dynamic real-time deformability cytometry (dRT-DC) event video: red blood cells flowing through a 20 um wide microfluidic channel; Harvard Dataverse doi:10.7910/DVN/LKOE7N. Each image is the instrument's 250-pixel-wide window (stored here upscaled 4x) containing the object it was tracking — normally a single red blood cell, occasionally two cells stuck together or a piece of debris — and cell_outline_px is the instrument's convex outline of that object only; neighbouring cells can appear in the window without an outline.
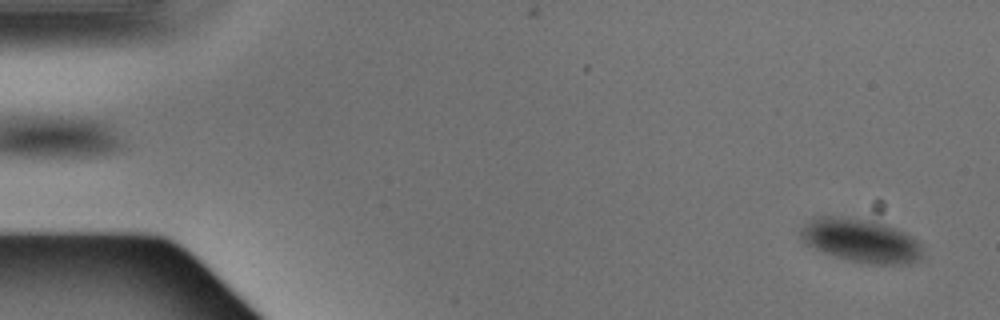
{"species": "Egyptian fruit bat (a non-hibernating species)", "species_latin": "Rousettus aegyptiacus", "temperature_condition": "warm", "stored_images_in_passage": 5, "camera_frame_rate_fps": 3000, "um_per_image_px": 0.085, "animal": {"sex": "male"}, "frame": {"image": 1, "passage_image": 4, "time_ms": 1.0, "image_size_px": [1000, 320], "cell_outline_px": [[924, 248], [920, 260], [908, 264], [868, 264], [848, 260], [824, 252], [804, 244], [800, 240], [800, 228], [812, 216], [840, 216], [872, 220], [888, 224], [904, 232], [916, 240]], "centroid_in_image_um": [73.15, 20.43], "position_along_channel_um": 11.8, "area_um2": 31.5}}